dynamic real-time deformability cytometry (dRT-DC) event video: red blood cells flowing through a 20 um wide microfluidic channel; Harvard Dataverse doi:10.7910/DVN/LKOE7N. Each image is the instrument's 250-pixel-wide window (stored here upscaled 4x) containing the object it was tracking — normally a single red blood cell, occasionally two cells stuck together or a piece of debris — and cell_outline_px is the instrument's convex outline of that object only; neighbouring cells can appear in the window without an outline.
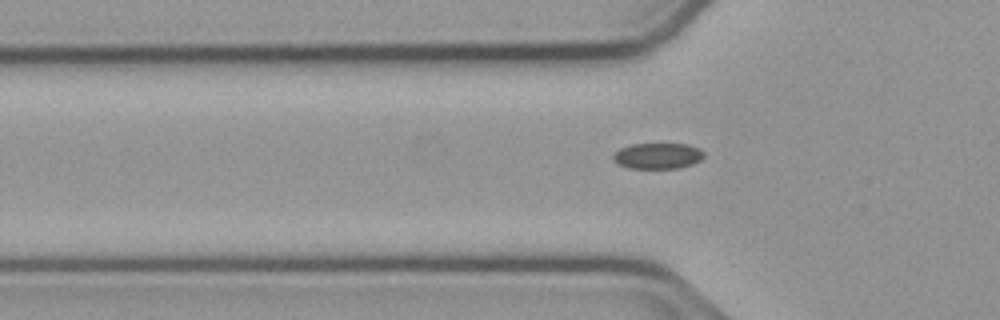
{"species": "common noctule bat (a hibernating species)", "species_latin": "Nyctalus noctula", "temperature_condition": "cold", "stored_images_in_passage": 37, "camera_frame_rate_fps": 3000, "um_per_image_px": 0.085, "animal": {"sex": "male", "body_mass_g": 23.1, "forearm_length_mm": 52.7}, "frame": {"image": 1, "passage_image": 4, "time_ms": 1.0, "image_size_px": [1000, 320], "cell_outline_px": [[704, 156], [700, 160], [692, 164], [676, 168], [628, 168], [612, 160], [612, 156], [620, 148], [632, 144], [688, 144], [700, 148], [704, 152]], "centroid_in_image_um": [55.91, 13.24], "position_along_channel_um": 69.9, "area_um2": 13.64}}
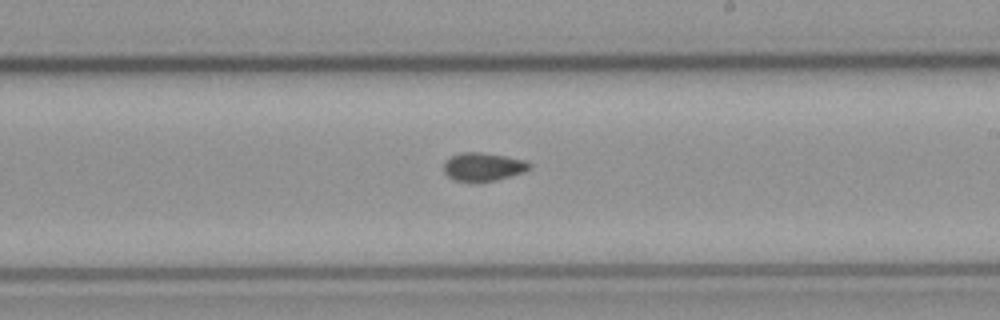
{"frame": {"image": 2, "passage_image": 18, "time_ms": 5.667, "image_size_px": [1000, 320], "cell_outline_px": [[532, 164], [528, 168], [520, 172], [496, 180], [476, 184], [452, 180], [444, 172], [444, 164], [452, 156], [460, 152], [480, 152], [504, 156], [524, 160]], "centroid_in_image_um": [41.0, 14.21], "position_along_channel_um": 248.0, "area_um2": 14.16}}
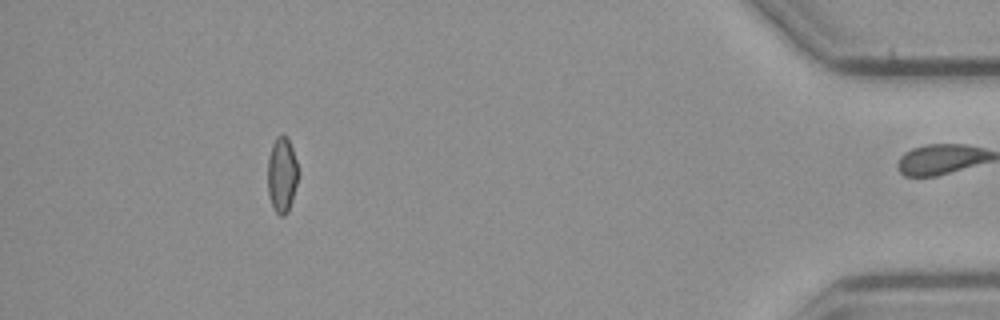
{"frame": {"image": 3, "passage_image": 36, "time_ms": 11.667, "image_size_px": [1000, 320], "cell_outline_px": [[300, 172], [292, 200], [288, 212], [284, 216], [280, 216], [272, 208], [268, 192], [268, 156], [272, 144], [276, 136], [284, 132], [288, 136]], "centroid_in_image_um": [23.97, 14.82], "position_along_channel_um": 411.2, "area_um2": 13.81}, "authors_computed_cell_mechanics": {"area_um2": 14.0454, "velocity_mm_per_s": 3.7906, "shape_relaxation_time_tau1_ms": null, "shape_relaxation_time_tau2_ms": 7.3042, "deformation_change_tau1": null, "deformation_change_tau2": 0.1014}}